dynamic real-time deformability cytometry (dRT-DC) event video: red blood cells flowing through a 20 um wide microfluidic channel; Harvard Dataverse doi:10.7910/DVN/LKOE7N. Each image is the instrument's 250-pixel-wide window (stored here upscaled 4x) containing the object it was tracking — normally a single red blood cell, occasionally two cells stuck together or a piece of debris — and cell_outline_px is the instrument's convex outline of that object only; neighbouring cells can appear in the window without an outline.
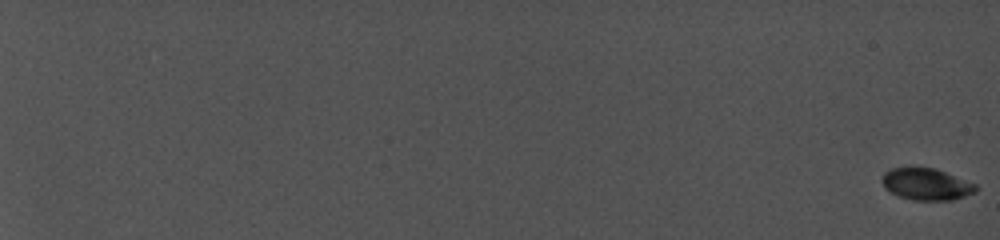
{"species": "common noctule bat (a hibernating species)", "species_latin": "Nyctalus noctula", "temperature_condition": "cold", "stored_images_in_passage": 72, "camera_frame_rate_fps": 5000, "um_per_image_px": 0.085, "animal": {"sex": "female", "body_mass_g": 19.0, "forearm_length_mm": 56.7}, "frame": {"image": 1, "passage_image": 1, "time_ms": 0.0, "image_size_px": [1000, 240], "cell_outline_px": [[980, 188], [976, 192], [952, 200], [912, 200], [900, 196], [884, 188], [880, 180], [884, 172], [892, 168], [912, 164], [936, 168], [976, 184]], "centroid_in_image_um": [78.71, 15.6], "position_along_channel_um": 6.3, "area_um2": 18.03}}
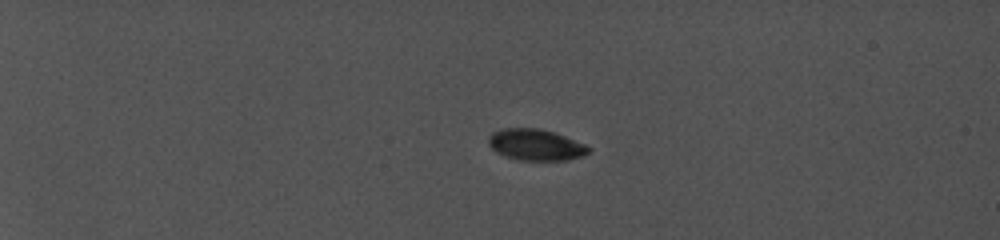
{"frame": {"image": 2, "passage_image": 42, "time_ms": 6.2, "image_size_px": [1000, 240], "cell_outline_px": [[592, 148], [584, 156], [568, 160], [520, 160], [496, 152], [488, 144], [488, 136], [492, 132], [500, 128], [540, 128], [556, 132], [584, 144]], "centroid_in_image_um": [45.54, 12.29], "position_along_channel_um": 39.5, "area_um2": 18.38}}
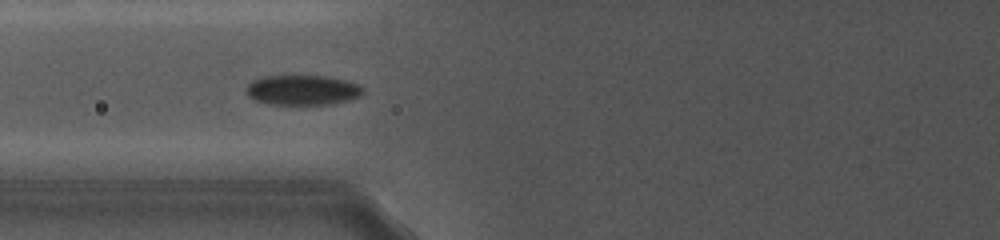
{"frame": {"image": 3, "passage_image": 71, "time_ms": 10.8, "image_size_px": [1000, 240], "cell_outline_px": [[364, 92], [360, 96], [348, 100], [328, 104], [272, 104], [252, 100], [244, 92], [244, 88], [252, 80], [264, 76], [328, 76], [360, 84], [364, 88]], "centroid_in_image_um": [25.68, 7.65], "position_along_channel_um": 100.1, "area_um2": 20.58}}